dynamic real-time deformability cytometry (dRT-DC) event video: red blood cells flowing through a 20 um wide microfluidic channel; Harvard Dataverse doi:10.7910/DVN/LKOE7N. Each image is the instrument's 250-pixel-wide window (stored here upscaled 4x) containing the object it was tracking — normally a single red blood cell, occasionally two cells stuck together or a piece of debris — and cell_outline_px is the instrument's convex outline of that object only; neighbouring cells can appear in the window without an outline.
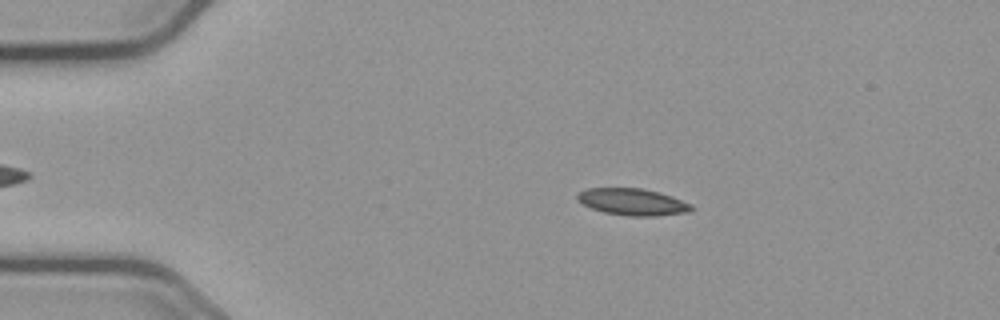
{"species": "common noctule bat (a hibernating species)", "species_latin": "Nyctalus noctula", "temperature_condition": "cold", "stored_images_in_passage": 47, "camera_frame_rate_fps": 3000, "um_per_image_px": 0.085, "animal": {"sex": "male", "body_mass_g": 23.1, "forearm_length_mm": 52.7}, "frame": {"image": 1, "passage_image": 10, "time_ms": 3.0, "image_size_px": [1000, 320], "cell_outline_px": [[696, 208], [692, 212], [656, 216], [628, 216], [604, 212], [592, 208], [584, 204], [576, 196], [580, 192], [588, 188], [644, 188], [660, 192], [672, 196], [692, 204]], "centroid_in_image_um": [53.87, 17.16], "position_along_channel_um": 31.1, "area_um2": 17.92}}
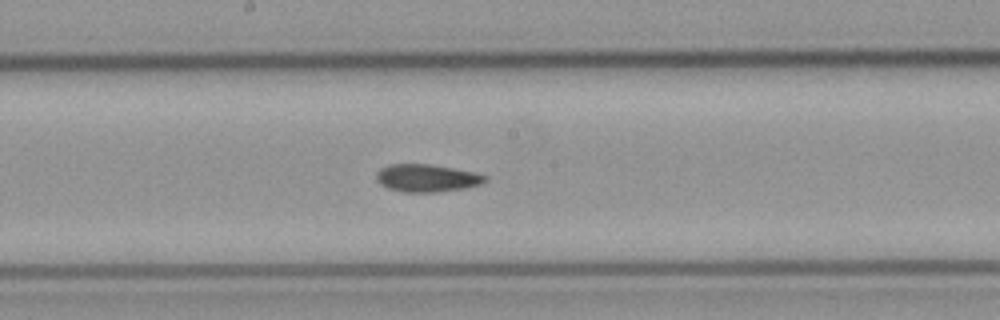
{"frame": {"image": 2, "passage_image": 29, "time_ms": 9.333, "image_size_px": [1000, 320], "cell_outline_px": [[488, 180], [484, 184], [464, 188], [436, 192], [400, 192], [388, 188], [380, 184], [376, 180], [376, 172], [380, 168], [392, 164], [428, 164], [476, 172], [488, 176]], "centroid_in_image_um": [36.3, 15.14], "position_along_channel_um": 211.9, "area_um2": 17.69}}
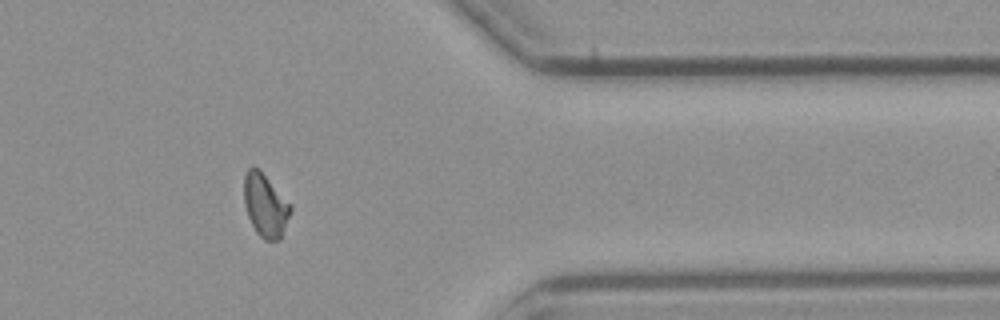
{"frame": {"image": 3, "passage_image": 45, "time_ms": 14.667, "image_size_px": [1000, 320], "cell_outline_px": [[292, 208], [280, 240], [264, 240], [256, 232], [248, 216], [244, 204], [244, 176], [248, 168], [252, 164], [260, 168], [292, 204]], "centroid_in_image_um": [22.55, 17.39], "position_along_channel_um": 388.8, "area_um2": 17.46}, "authors_computed_cell_mechanics": {"area_um2": 17.4556, "velocity_mm_per_s": 3.6718, "shape_relaxation_time_tau1_ms": null, "shape_relaxation_time_tau2_ms": 3.8371, "deformation_change_tau1": null, "deformation_change_tau2": 0.0959}}